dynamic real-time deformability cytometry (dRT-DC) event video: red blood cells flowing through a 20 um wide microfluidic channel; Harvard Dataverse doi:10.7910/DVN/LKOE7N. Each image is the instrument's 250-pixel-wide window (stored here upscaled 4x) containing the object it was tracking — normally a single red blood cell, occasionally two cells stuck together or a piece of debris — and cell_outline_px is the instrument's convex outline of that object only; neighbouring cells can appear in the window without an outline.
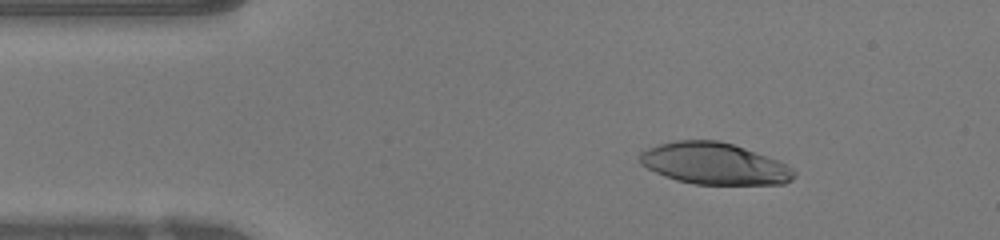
{"species": "human", "species_latin": "Homo sapiens", "temperature_condition": "warm", "stored_images_in_passage": 46, "camera_frame_rate_fps": 3000, "um_per_image_px": 0.085, "donor": {"sex": "female"}, "frame": {"image": 1, "passage_image": 6, "time_ms": 1.667, "image_size_px": [1000, 240], "cell_outline_px": [[796, 176], [792, 180], [784, 184], [696, 184], [676, 180], [664, 176], [640, 164], [640, 152], [648, 148], [660, 144], [676, 140], [720, 140], [744, 148], [776, 160], [792, 168], [796, 172]], "centroid_in_image_um": [60.71, 13.91], "position_along_channel_um": 24.3, "area_um2": 37.17}}
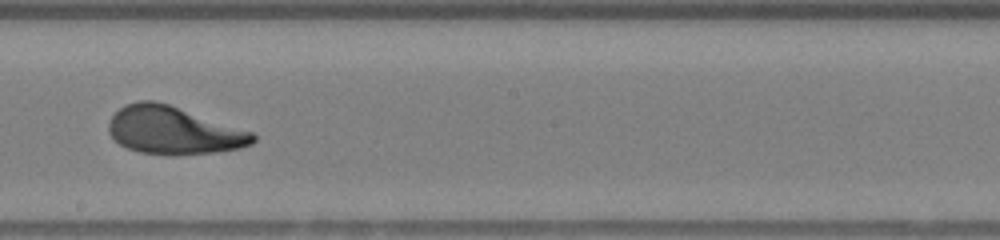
{"frame": {"image": 2, "passage_image": 25, "time_ms": 8.0, "image_size_px": [1000, 240], "cell_outline_px": [[256, 140], [252, 144], [240, 148], [216, 152], [172, 156], [140, 152], [128, 148], [120, 144], [108, 132], [108, 124], [112, 116], [124, 104], [140, 100], [152, 100], [168, 104], [252, 132], [256, 136]], "centroid_in_image_um": [14.73, 11.1], "position_along_channel_um": 233.5, "area_um2": 40.0}}
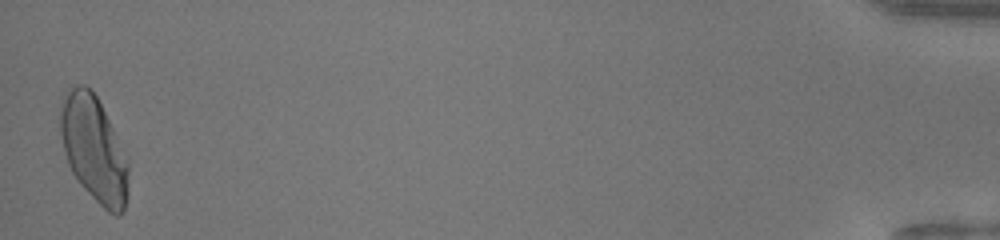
{"frame": {"image": 3, "passage_image": 46, "time_ms": 15.0, "image_size_px": [1000, 240], "cell_outline_px": [[128, 172], [124, 212], [116, 216], [108, 212], [80, 184], [72, 172], [68, 164], [60, 132], [60, 112], [68, 88], [76, 84], [84, 84], [96, 96], [112, 128], [128, 164]], "centroid_in_image_um": [7.95, 12.68], "position_along_channel_um": 427.2, "area_um2": 40.81}, "authors_computed_cell_mechanics": {"area_um2": 39.1306, "velocity_mm_per_s": 4.2524, "shape_relaxation_time_tau1_ms": 4.8193, "shape_relaxation_time_tau2_ms": 1.195, "deformation_change_tau1": 0.2322, "deformation_change_tau2": 0.0815}}